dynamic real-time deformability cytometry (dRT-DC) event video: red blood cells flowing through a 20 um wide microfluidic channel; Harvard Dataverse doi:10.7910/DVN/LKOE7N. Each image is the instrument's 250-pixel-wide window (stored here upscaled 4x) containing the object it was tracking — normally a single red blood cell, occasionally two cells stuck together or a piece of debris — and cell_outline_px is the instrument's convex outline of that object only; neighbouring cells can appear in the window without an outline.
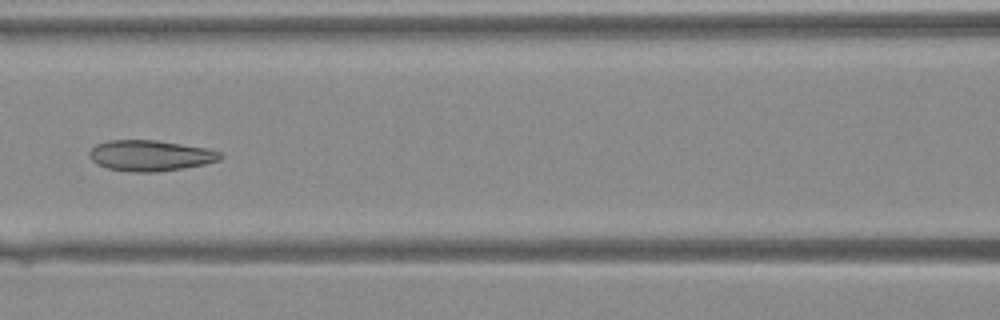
{"species": "Egyptian fruit bat (a non-hibernating species)", "species_latin": "Rousettus aegyptiacus", "temperature_condition": "warm", "stored_images_in_passage": 42, "camera_frame_rate_fps": 3000, "um_per_image_px": 0.085, "animal": {"sex": "female"}, "frame": {"image": 1, "passage_image": 20, "time_ms": 6.333, "image_size_px": [1000, 320], "cell_outline_px": [[224, 156], [220, 160], [204, 164], [156, 172], [136, 172], [108, 168], [96, 164], [88, 156], [88, 152], [96, 144], [108, 140], [156, 140], [208, 148], [220, 152]], "centroid_in_image_um": [12.76, 13.21], "position_along_channel_um": 153.8, "area_um2": 23.47}}
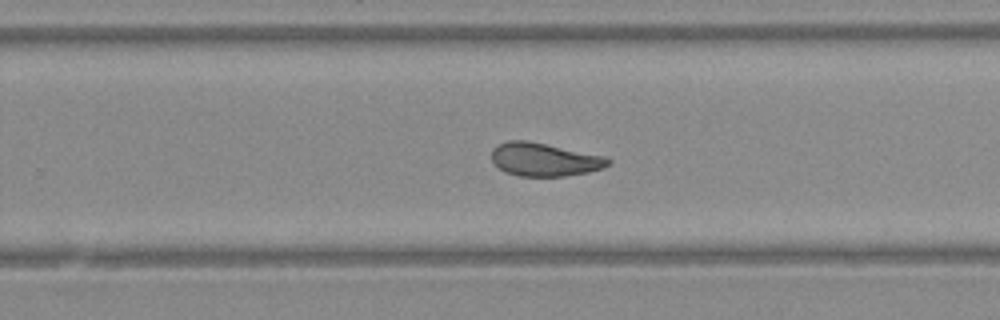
{"frame": {"image": 2, "passage_image": 28, "time_ms": 9.0, "image_size_px": [1000, 320], "cell_outline_px": [[612, 164], [604, 168], [588, 172], [564, 176], [520, 176], [504, 172], [492, 160], [492, 148], [496, 144], [508, 140], [528, 140], [608, 156], [612, 160]], "centroid_in_image_um": [46.32, 13.54], "position_along_channel_um": 283.5, "area_um2": 23.0}}
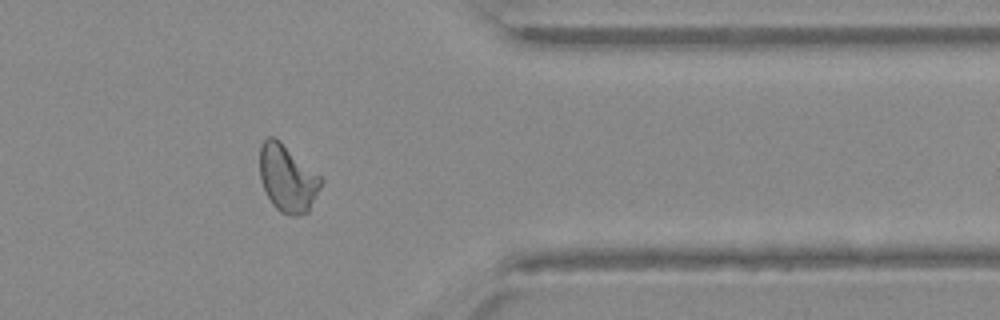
{"frame": {"image": 3, "passage_image": 35, "time_ms": 11.333, "image_size_px": [1000, 320], "cell_outline_px": [[324, 180], [308, 212], [300, 216], [292, 216], [280, 212], [272, 204], [260, 180], [260, 144], [268, 136], [272, 136], [280, 140], [320, 176]], "centroid_in_image_um": [24.43, 15.16], "position_along_channel_um": 387.0, "area_um2": 23.93}}